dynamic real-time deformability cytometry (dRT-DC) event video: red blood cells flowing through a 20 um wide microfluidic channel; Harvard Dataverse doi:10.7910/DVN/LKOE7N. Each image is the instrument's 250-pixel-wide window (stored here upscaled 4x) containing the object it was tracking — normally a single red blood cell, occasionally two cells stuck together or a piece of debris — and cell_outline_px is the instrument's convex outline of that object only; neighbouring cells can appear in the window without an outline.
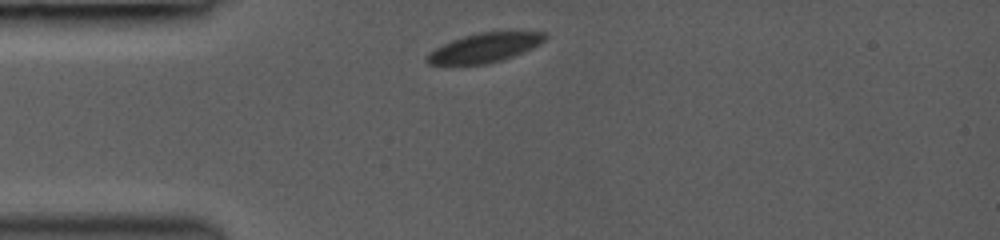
{"species": "common noctule bat (a hibernating species)", "species_latin": "Nyctalus noctula", "temperature_condition": "room temperature", "stored_images_in_passage": 15, "camera_frame_rate_fps": 3000, "um_per_image_px": 0.085, "animal": {"sex": "female", "body_mass_g": 19.0, "forearm_length_mm": 53.3}, "frame": {"image": 1, "passage_image": 1, "time_ms": 0.0, "image_size_px": [1000, 240], "cell_outline_px": [[548, 36], [540, 44], [532, 48], [512, 56], [488, 64], [428, 64], [424, 60], [424, 56], [428, 52], [452, 40], [464, 36], [480, 32], [544, 32]], "centroid_in_image_um": [41.15, 4.06], "position_along_channel_um": 43.8, "area_um2": 19.88}}
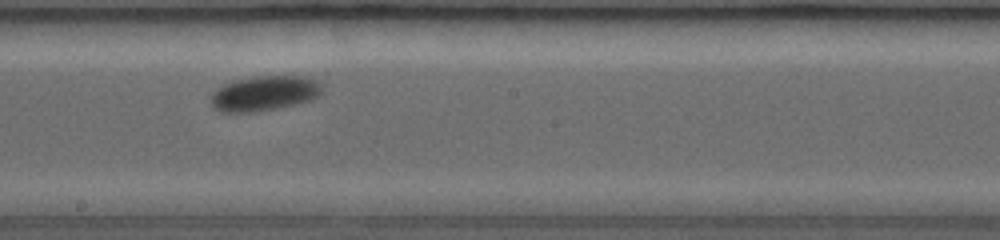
{"frame": {"image": 2, "passage_image": 8, "time_ms": 5.0, "image_size_px": [1000, 240], "cell_outline_px": [[324, 92], [320, 96], [312, 100], [296, 104], [276, 108], [252, 112], [220, 112], [212, 108], [208, 100], [212, 92], [216, 88], [224, 84], [236, 80], [252, 76], [312, 76], [324, 84]], "centroid_in_image_um": [22.51, 7.92], "position_along_channel_um": 225.7, "area_um2": 23.47}}
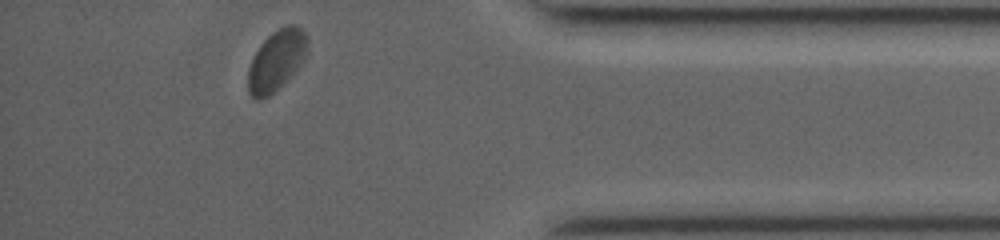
{"frame": {"image": 3, "passage_image": 15, "time_ms": 10.0, "image_size_px": [1000, 240], "cell_outline_px": [[308, 56], [288, 80], [268, 96], [260, 100], [256, 100], [248, 92], [248, 68], [260, 44], [272, 32], [284, 24], [296, 24], [304, 32], [308, 40]], "centroid_in_image_um": [23.53, 5.12], "position_along_channel_um": 411.7, "area_um2": 21.33}, "authors_computed_cell_mechanics": {"area_um2": 22.3108, "velocity_mm_per_s": 4.0553, "shape_relaxation_time_tau1_ms": 2.0716, "shape_relaxation_time_tau2_ms": null, "deformation_change_tau1": 0.0468, "deformation_change_tau2": null}}